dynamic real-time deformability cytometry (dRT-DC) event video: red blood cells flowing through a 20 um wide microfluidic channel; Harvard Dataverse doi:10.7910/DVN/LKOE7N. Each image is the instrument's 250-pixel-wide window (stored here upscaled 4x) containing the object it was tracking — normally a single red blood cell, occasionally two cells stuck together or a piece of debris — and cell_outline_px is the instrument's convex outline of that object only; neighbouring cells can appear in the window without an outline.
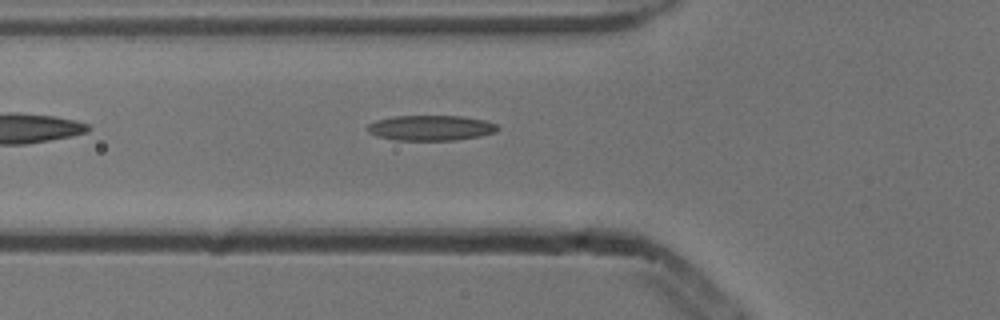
{"species": "common noctule bat (a hibernating species)", "species_latin": "Nyctalus noctula", "temperature_condition": "cold", "stored_images_in_passage": 5, "camera_frame_rate_fps": 3000, "um_per_image_px": 0.085, "animal": {"sex": "male", "body_mass_g": 13.3}, "frame": {"image": 1, "passage_image": 5, "time_ms": 1.333, "image_size_px": [1000, 320], "cell_outline_px": [[500, 128], [496, 132], [480, 136], [456, 140], [396, 140], [376, 136], [368, 132], [364, 128], [368, 124], [376, 120], [396, 116], [464, 116], [484, 120], [496, 124]], "centroid_in_image_um": [36.6, 10.87], "position_along_channel_um": 89.2, "area_um2": 19.31}}